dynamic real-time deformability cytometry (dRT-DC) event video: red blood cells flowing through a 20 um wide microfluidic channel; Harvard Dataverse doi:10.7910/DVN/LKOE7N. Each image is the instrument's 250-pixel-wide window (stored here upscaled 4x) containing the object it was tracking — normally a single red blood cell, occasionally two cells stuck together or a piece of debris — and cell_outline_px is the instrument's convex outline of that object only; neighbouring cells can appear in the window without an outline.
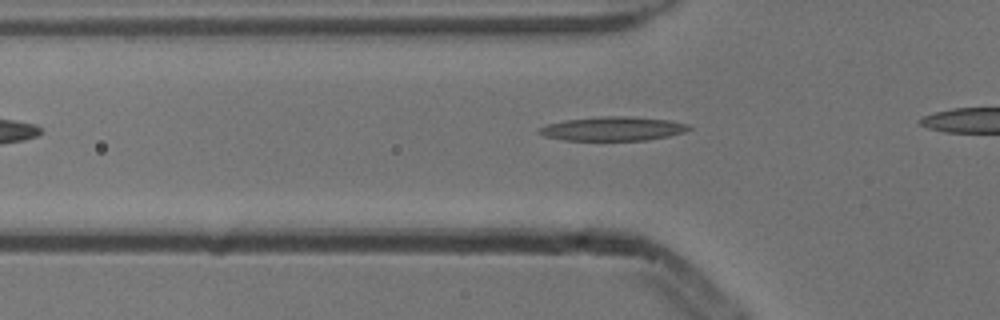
{"species": "common noctule bat (a hibernating species)", "species_latin": "Nyctalus noctula", "temperature_condition": "cold", "stored_images_in_passage": 3, "camera_frame_rate_fps": 3000, "um_per_image_px": 0.085, "animal": {"sex": "male", "body_mass_g": 13.3}, "frame": {"image": 1, "passage_image": 3, "time_ms": 0.667, "image_size_px": [1000, 320], "cell_outline_px": [[692, 128], [684, 132], [668, 136], [648, 140], [564, 140], [544, 136], [540, 132], [540, 128], [548, 124], [564, 120], [600, 116], [632, 116], [668, 120], [688, 124]], "centroid_in_image_um": [52.13, 10.93], "position_along_channel_um": 73.7, "area_um2": 20.87}}